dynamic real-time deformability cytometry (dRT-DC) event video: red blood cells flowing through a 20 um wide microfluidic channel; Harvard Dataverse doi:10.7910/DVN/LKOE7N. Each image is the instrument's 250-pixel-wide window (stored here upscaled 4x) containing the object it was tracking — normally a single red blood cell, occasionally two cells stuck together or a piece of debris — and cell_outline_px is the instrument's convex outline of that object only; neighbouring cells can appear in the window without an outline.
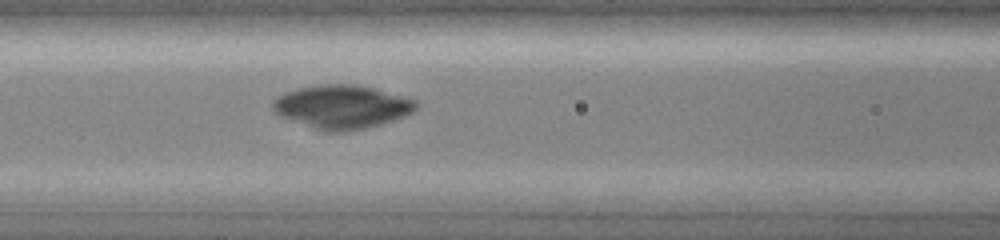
{"species": "common noctule bat (a hibernating species)", "species_latin": "Nyctalus noctula", "temperature_condition": "cold", "stored_images_in_passage": 9, "camera_frame_rate_fps": 3000, "um_per_image_px": 0.085, "animal": {"sex": "female", "body_mass_g": 19.0, "forearm_length_mm": 51.5}, "frame": {"image": 1, "passage_image": 8, "time_ms": 2.333, "image_size_px": [1000, 240], "cell_outline_px": [[324, 192], [316, 200], [220, 212], [192, 196], [192, 192]], "centroid_in_image_um": [21.42, 16.93], "position_along_channel_um": 145.2, "area_um2": 12.37}}